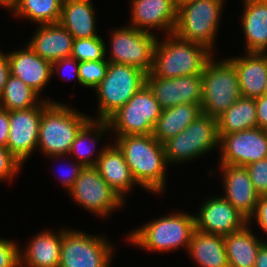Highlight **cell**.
I'll use <instances>...</instances> for the list:
<instances>
[{
  "label": "cell",
  "instance_id": "277c9868",
  "mask_svg": "<svg viewBox=\"0 0 267 267\" xmlns=\"http://www.w3.org/2000/svg\"><path fill=\"white\" fill-rule=\"evenodd\" d=\"M194 231V215L177 212L144 224L132 231L127 239L131 244L151 252H168L179 247L188 250Z\"/></svg>",
  "mask_w": 267,
  "mask_h": 267
},
{
  "label": "cell",
  "instance_id": "ee69618b",
  "mask_svg": "<svg viewBox=\"0 0 267 267\" xmlns=\"http://www.w3.org/2000/svg\"><path fill=\"white\" fill-rule=\"evenodd\" d=\"M254 267H267V242H264L258 249Z\"/></svg>",
  "mask_w": 267,
  "mask_h": 267
},
{
  "label": "cell",
  "instance_id": "6da1fadb",
  "mask_svg": "<svg viewBox=\"0 0 267 267\" xmlns=\"http://www.w3.org/2000/svg\"><path fill=\"white\" fill-rule=\"evenodd\" d=\"M116 139L137 185L160 194L166 185L168 165L164 144L152 134L117 136Z\"/></svg>",
  "mask_w": 267,
  "mask_h": 267
},
{
  "label": "cell",
  "instance_id": "3957f363",
  "mask_svg": "<svg viewBox=\"0 0 267 267\" xmlns=\"http://www.w3.org/2000/svg\"><path fill=\"white\" fill-rule=\"evenodd\" d=\"M167 37L162 42L157 41L150 73L164 79L202 74L213 53L205 46L180 39L173 33Z\"/></svg>",
  "mask_w": 267,
  "mask_h": 267
},
{
  "label": "cell",
  "instance_id": "5bb4252c",
  "mask_svg": "<svg viewBox=\"0 0 267 267\" xmlns=\"http://www.w3.org/2000/svg\"><path fill=\"white\" fill-rule=\"evenodd\" d=\"M49 102L41 99L36 107L9 111L7 148L21 164L36 150L41 115Z\"/></svg>",
  "mask_w": 267,
  "mask_h": 267
},
{
  "label": "cell",
  "instance_id": "44dd1931",
  "mask_svg": "<svg viewBox=\"0 0 267 267\" xmlns=\"http://www.w3.org/2000/svg\"><path fill=\"white\" fill-rule=\"evenodd\" d=\"M95 168L123 201L126 192L132 190V187L137 184L126 164L122 150L116 143L105 146Z\"/></svg>",
  "mask_w": 267,
  "mask_h": 267
},
{
  "label": "cell",
  "instance_id": "4dcf8cb0",
  "mask_svg": "<svg viewBox=\"0 0 267 267\" xmlns=\"http://www.w3.org/2000/svg\"><path fill=\"white\" fill-rule=\"evenodd\" d=\"M63 0H17L14 14L39 25L59 23Z\"/></svg>",
  "mask_w": 267,
  "mask_h": 267
},
{
  "label": "cell",
  "instance_id": "52a82bcc",
  "mask_svg": "<svg viewBox=\"0 0 267 267\" xmlns=\"http://www.w3.org/2000/svg\"><path fill=\"white\" fill-rule=\"evenodd\" d=\"M146 84V73L120 63L109 62L105 78L94 89L98 97V118L107 121Z\"/></svg>",
  "mask_w": 267,
  "mask_h": 267
},
{
  "label": "cell",
  "instance_id": "7402d4cb",
  "mask_svg": "<svg viewBox=\"0 0 267 267\" xmlns=\"http://www.w3.org/2000/svg\"><path fill=\"white\" fill-rule=\"evenodd\" d=\"M229 60L237 70L241 96L256 98L264 95L267 81V53L246 52V56Z\"/></svg>",
  "mask_w": 267,
  "mask_h": 267
},
{
  "label": "cell",
  "instance_id": "836d02e7",
  "mask_svg": "<svg viewBox=\"0 0 267 267\" xmlns=\"http://www.w3.org/2000/svg\"><path fill=\"white\" fill-rule=\"evenodd\" d=\"M108 67V60L79 62L78 74L80 85L93 88L94 90L105 78Z\"/></svg>",
  "mask_w": 267,
  "mask_h": 267
},
{
  "label": "cell",
  "instance_id": "b9f144b4",
  "mask_svg": "<svg viewBox=\"0 0 267 267\" xmlns=\"http://www.w3.org/2000/svg\"><path fill=\"white\" fill-rule=\"evenodd\" d=\"M9 139V111L0 107V145L7 147Z\"/></svg>",
  "mask_w": 267,
  "mask_h": 267
},
{
  "label": "cell",
  "instance_id": "2e32d148",
  "mask_svg": "<svg viewBox=\"0 0 267 267\" xmlns=\"http://www.w3.org/2000/svg\"><path fill=\"white\" fill-rule=\"evenodd\" d=\"M205 201L198 215L194 216L196 230L224 237L249 224L248 219L223 196L210 197Z\"/></svg>",
  "mask_w": 267,
  "mask_h": 267
},
{
  "label": "cell",
  "instance_id": "603a6c76",
  "mask_svg": "<svg viewBox=\"0 0 267 267\" xmlns=\"http://www.w3.org/2000/svg\"><path fill=\"white\" fill-rule=\"evenodd\" d=\"M63 231L57 235L44 230L32 237L24 252L20 251V267H59Z\"/></svg>",
  "mask_w": 267,
  "mask_h": 267
},
{
  "label": "cell",
  "instance_id": "f1b7e54d",
  "mask_svg": "<svg viewBox=\"0 0 267 267\" xmlns=\"http://www.w3.org/2000/svg\"><path fill=\"white\" fill-rule=\"evenodd\" d=\"M217 126L218 134H230L257 127L255 99L241 96L217 118Z\"/></svg>",
  "mask_w": 267,
  "mask_h": 267
},
{
  "label": "cell",
  "instance_id": "4fadbf2b",
  "mask_svg": "<svg viewBox=\"0 0 267 267\" xmlns=\"http://www.w3.org/2000/svg\"><path fill=\"white\" fill-rule=\"evenodd\" d=\"M218 136L220 164L245 167L267 158V131L259 127Z\"/></svg>",
  "mask_w": 267,
  "mask_h": 267
},
{
  "label": "cell",
  "instance_id": "8d00e7d4",
  "mask_svg": "<svg viewBox=\"0 0 267 267\" xmlns=\"http://www.w3.org/2000/svg\"><path fill=\"white\" fill-rule=\"evenodd\" d=\"M20 250L11 240L0 238V267H20Z\"/></svg>",
  "mask_w": 267,
  "mask_h": 267
},
{
  "label": "cell",
  "instance_id": "cb8c5ba5",
  "mask_svg": "<svg viewBox=\"0 0 267 267\" xmlns=\"http://www.w3.org/2000/svg\"><path fill=\"white\" fill-rule=\"evenodd\" d=\"M246 52L267 53V0H243Z\"/></svg>",
  "mask_w": 267,
  "mask_h": 267
},
{
  "label": "cell",
  "instance_id": "8992f818",
  "mask_svg": "<svg viewBox=\"0 0 267 267\" xmlns=\"http://www.w3.org/2000/svg\"><path fill=\"white\" fill-rule=\"evenodd\" d=\"M203 114L218 118L241 97L238 74L229 60L216 62L213 56L202 73Z\"/></svg>",
  "mask_w": 267,
  "mask_h": 267
},
{
  "label": "cell",
  "instance_id": "9c48e42d",
  "mask_svg": "<svg viewBox=\"0 0 267 267\" xmlns=\"http://www.w3.org/2000/svg\"><path fill=\"white\" fill-rule=\"evenodd\" d=\"M217 119L200 114L189 126L164 143L168 164L191 161L219 147Z\"/></svg>",
  "mask_w": 267,
  "mask_h": 267
},
{
  "label": "cell",
  "instance_id": "d590c367",
  "mask_svg": "<svg viewBox=\"0 0 267 267\" xmlns=\"http://www.w3.org/2000/svg\"><path fill=\"white\" fill-rule=\"evenodd\" d=\"M22 164L7 147L0 145V180H11L19 172Z\"/></svg>",
  "mask_w": 267,
  "mask_h": 267
},
{
  "label": "cell",
  "instance_id": "9a60e30c",
  "mask_svg": "<svg viewBox=\"0 0 267 267\" xmlns=\"http://www.w3.org/2000/svg\"><path fill=\"white\" fill-rule=\"evenodd\" d=\"M146 84L163 110L179 104H202V74L164 79L148 73Z\"/></svg>",
  "mask_w": 267,
  "mask_h": 267
},
{
  "label": "cell",
  "instance_id": "7bdbcfd3",
  "mask_svg": "<svg viewBox=\"0 0 267 267\" xmlns=\"http://www.w3.org/2000/svg\"><path fill=\"white\" fill-rule=\"evenodd\" d=\"M10 76V65H9V56L8 54H3L0 50V94L4 90L6 81Z\"/></svg>",
  "mask_w": 267,
  "mask_h": 267
},
{
  "label": "cell",
  "instance_id": "4316f807",
  "mask_svg": "<svg viewBox=\"0 0 267 267\" xmlns=\"http://www.w3.org/2000/svg\"><path fill=\"white\" fill-rule=\"evenodd\" d=\"M200 114H202L201 105L197 104H179L164 109L156 122L152 135L164 144L186 129Z\"/></svg>",
  "mask_w": 267,
  "mask_h": 267
},
{
  "label": "cell",
  "instance_id": "7c38bea8",
  "mask_svg": "<svg viewBox=\"0 0 267 267\" xmlns=\"http://www.w3.org/2000/svg\"><path fill=\"white\" fill-rule=\"evenodd\" d=\"M69 193L76 203L101 217L125 204L95 167H84Z\"/></svg>",
  "mask_w": 267,
  "mask_h": 267
},
{
  "label": "cell",
  "instance_id": "d6986e66",
  "mask_svg": "<svg viewBox=\"0 0 267 267\" xmlns=\"http://www.w3.org/2000/svg\"><path fill=\"white\" fill-rule=\"evenodd\" d=\"M8 56L10 74L40 95L52 77V63L41 58L28 45L19 51L9 52Z\"/></svg>",
  "mask_w": 267,
  "mask_h": 267
},
{
  "label": "cell",
  "instance_id": "30bf717a",
  "mask_svg": "<svg viewBox=\"0 0 267 267\" xmlns=\"http://www.w3.org/2000/svg\"><path fill=\"white\" fill-rule=\"evenodd\" d=\"M112 255L113 247L103 236L64 228L59 267H109Z\"/></svg>",
  "mask_w": 267,
  "mask_h": 267
},
{
  "label": "cell",
  "instance_id": "484cf974",
  "mask_svg": "<svg viewBox=\"0 0 267 267\" xmlns=\"http://www.w3.org/2000/svg\"><path fill=\"white\" fill-rule=\"evenodd\" d=\"M187 252L199 267H229L223 236L195 229Z\"/></svg>",
  "mask_w": 267,
  "mask_h": 267
},
{
  "label": "cell",
  "instance_id": "7a4b0ae2",
  "mask_svg": "<svg viewBox=\"0 0 267 267\" xmlns=\"http://www.w3.org/2000/svg\"><path fill=\"white\" fill-rule=\"evenodd\" d=\"M90 119L72 107L50 101L41 115L37 148L46 157L67 156L77 133Z\"/></svg>",
  "mask_w": 267,
  "mask_h": 267
},
{
  "label": "cell",
  "instance_id": "d4e9b609",
  "mask_svg": "<svg viewBox=\"0 0 267 267\" xmlns=\"http://www.w3.org/2000/svg\"><path fill=\"white\" fill-rule=\"evenodd\" d=\"M91 0H63L59 23L74 39L97 37Z\"/></svg>",
  "mask_w": 267,
  "mask_h": 267
},
{
  "label": "cell",
  "instance_id": "ab89813d",
  "mask_svg": "<svg viewBox=\"0 0 267 267\" xmlns=\"http://www.w3.org/2000/svg\"><path fill=\"white\" fill-rule=\"evenodd\" d=\"M66 67H70L71 69L72 68L74 69V70L72 69L73 72H74V74L72 73L73 77H75L77 79V81L79 82V84H80V79H79V74H78L79 62L76 59L72 58V57H66V58L54 61L52 63V76L56 72L57 73L61 72V70L65 71L64 69ZM56 69H57V71H56Z\"/></svg>",
  "mask_w": 267,
  "mask_h": 267
},
{
  "label": "cell",
  "instance_id": "d6a6232c",
  "mask_svg": "<svg viewBox=\"0 0 267 267\" xmlns=\"http://www.w3.org/2000/svg\"><path fill=\"white\" fill-rule=\"evenodd\" d=\"M105 42L102 37L74 39L71 57L78 62L107 60Z\"/></svg>",
  "mask_w": 267,
  "mask_h": 267
},
{
  "label": "cell",
  "instance_id": "74e56055",
  "mask_svg": "<svg viewBox=\"0 0 267 267\" xmlns=\"http://www.w3.org/2000/svg\"><path fill=\"white\" fill-rule=\"evenodd\" d=\"M253 217L256 219L258 226L267 234V195L259 196L255 212L248 220V223H252Z\"/></svg>",
  "mask_w": 267,
  "mask_h": 267
},
{
  "label": "cell",
  "instance_id": "f6af8a7d",
  "mask_svg": "<svg viewBox=\"0 0 267 267\" xmlns=\"http://www.w3.org/2000/svg\"><path fill=\"white\" fill-rule=\"evenodd\" d=\"M17 0H0V5L6 9L8 8L10 11L14 10L15 4Z\"/></svg>",
  "mask_w": 267,
  "mask_h": 267
},
{
  "label": "cell",
  "instance_id": "83f0119b",
  "mask_svg": "<svg viewBox=\"0 0 267 267\" xmlns=\"http://www.w3.org/2000/svg\"><path fill=\"white\" fill-rule=\"evenodd\" d=\"M250 224L241 230L224 236L225 250L229 267H254L257 252L260 246L266 242L253 235Z\"/></svg>",
  "mask_w": 267,
  "mask_h": 267
},
{
  "label": "cell",
  "instance_id": "e575fe53",
  "mask_svg": "<svg viewBox=\"0 0 267 267\" xmlns=\"http://www.w3.org/2000/svg\"><path fill=\"white\" fill-rule=\"evenodd\" d=\"M259 196L267 195V158L245 166Z\"/></svg>",
  "mask_w": 267,
  "mask_h": 267
},
{
  "label": "cell",
  "instance_id": "e0dca14e",
  "mask_svg": "<svg viewBox=\"0 0 267 267\" xmlns=\"http://www.w3.org/2000/svg\"><path fill=\"white\" fill-rule=\"evenodd\" d=\"M131 27L152 32L149 29H162L172 34L177 20L176 0H132Z\"/></svg>",
  "mask_w": 267,
  "mask_h": 267
},
{
  "label": "cell",
  "instance_id": "ba28073f",
  "mask_svg": "<svg viewBox=\"0 0 267 267\" xmlns=\"http://www.w3.org/2000/svg\"><path fill=\"white\" fill-rule=\"evenodd\" d=\"M162 111L163 109L156 101L153 92L145 84L107 122L110 130L116 131L117 136L149 135L153 134Z\"/></svg>",
  "mask_w": 267,
  "mask_h": 267
},
{
  "label": "cell",
  "instance_id": "f35d334b",
  "mask_svg": "<svg viewBox=\"0 0 267 267\" xmlns=\"http://www.w3.org/2000/svg\"><path fill=\"white\" fill-rule=\"evenodd\" d=\"M256 104L257 127L267 131V96L254 98Z\"/></svg>",
  "mask_w": 267,
  "mask_h": 267
},
{
  "label": "cell",
  "instance_id": "ffe728a7",
  "mask_svg": "<svg viewBox=\"0 0 267 267\" xmlns=\"http://www.w3.org/2000/svg\"><path fill=\"white\" fill-rule=\"evenodd\" d=\"M30 40L27 45L51 63L71 57L74 38L60 23L40 25Z\"/></svg>",
  "mask_w": 267,
  "mask_h": 267
},
{
  "label": "cell",
  "instance_id": "bcb514c9",
  "mask_svg": "<svg viewBox=\"0 0 267 267\" xmlns=\"http://www.w3.org/2000/svg\"><path fill=\"white\" fill-rule=\"evenodd\" d=\"M264 95L267 96V81H266V84H265Z\"/></svg>",
  "mask_w": 267,
  "mask_h": 267
},
{
  "label": "cell",
  "instance_id": "5b68a950",
  "mask_svg": "<svg viewBox=\"0 0 267 267\" xmlns=\"http://www.w3.org/2000/svg\"><path fill=\"white\" fill-rule=\"evenodd\" d=\"M224 0H182L177 5L173 34L180 39L205 46L213 53Z\"/></svg>",
  "mask_w": 267,
  "mask_h": 267
},
{
  "label": "cell",
  "instance_id": "f546056e",
  "mask_svg": "<svg viewBox=\"0 0 267 267\" xmlns=\"http://www.w3.org/2000/svg\"><path fill=\"white\" fill-rule=\"evenodd\" d=\"M109 129L110 126L107 121L90 119L77 133L69 154L73 153V155H76L77 162L81 163L84 167H95L98 157L102 154L104 148L97 152V155L93 158L94 148L92 149L85 142L91 138L93 145H95V142L106 133L105 131L108 132Z\"/></svg>",
  "mask_w": 267,
  "mask_h": 267
},
{
  "label": "cell",
  "instance_id": "60d3db41",
  "mask_svg": "<svg viewBox=\"0 0 267 267\" xmlns=\"http://www.w3.org/2000/svg\"><path fill=\"white\" fill-rule=\"evenodd\" d=\"M69 167L70 168H68V170L64 172V173H68V175L65 174L66 175L65 177L60 175L61 178L63 177L62 179L60 178L62 182V186L67 188L68 192L73 188L75 181L80 175V172L84 169V166L78 162H76V164L75 163L71 164Z\"/></svg>",
  "mask_w": 267,
  "mask_h": 267
},
{
  "label": "cell",
  "instance_id": "1f68e13d",
  "mask_svg": "<svg viewBox=\"0 0 267 267\" xmlns=\"http://www.w3.org/2000/svg\"><path fill=\"white\" fill-rule=\"evenodd\" d=\"M38 98L39 95L32 88L10 74L0 94V107L8 111L29 109L40 103Z\"/></svg>",
  "mask_w": 267,
  "mask_h": 267
},
{
  "label": "cell",
  "instance_id": "8fae6325",
  "mask_svg": "<svg viewBox=\"0 0 267 267\" xmlns=\"http://www.w3.org/2000/svg\"><path fill=\"white\" fill-rule=\"evenodd\" d=\"M157 38L152 32L131 26L118 28L111 33V55L107 60L136 67L148 74L152 70Z\"/></svg>",
  "mask_w": 267,
  "mask_h": 267
},
{
  "label": "cell",
  "instance_id": "ac0fdd59",
  "mask_svg": "<svg viewBox=\"0 0 267 267\" xmlns=\"http://www.w3.org/2000/svg\"><path fill=\"white\" fill-rule=\"evenodd\" d=\"M223 173L224 199L230 202L248 220L255 212L259 195L244 166L220 164Z\"/></svg>",
  "mask_w": 267,
  "mask_h": 267
}]
</instances>
